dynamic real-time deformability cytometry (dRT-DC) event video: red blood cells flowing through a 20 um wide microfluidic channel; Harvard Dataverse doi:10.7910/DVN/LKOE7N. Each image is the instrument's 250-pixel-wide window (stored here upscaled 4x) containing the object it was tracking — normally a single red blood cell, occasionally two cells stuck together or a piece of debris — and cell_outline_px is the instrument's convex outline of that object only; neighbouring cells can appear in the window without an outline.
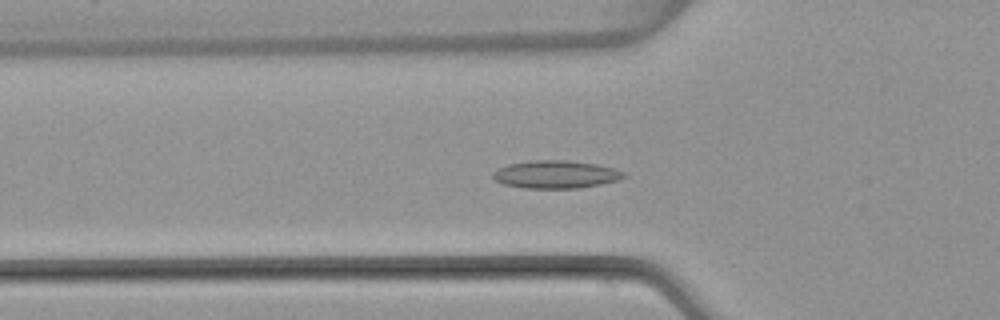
{"species": "common noctule bat (a hibernating species)", "species_latin": "Nyctalus noctula", "temperature_condition": "warm", "stored_images_in_passage": 52, "camera_frame_rate_fps": 3000, "um_per_image_px": 0.085, "animal": {"sex": "female", "body_mass_g": 22.7, "forearm_length_mm": 54.2}, "frame": {"image": 1, "passage_image": 18, "time_ms": 5.667, "image_size_px": [1000, 320], "cell_outline_px": [[628, 176], [620, 180], [580, 188], [524, 188], [504, 184], [496, 180], [492, 176], [492, 172], [508, 164], [528, 160], [568, 160], [596, 164], [612, 168], [624, 172]], "centroid_in_image_um": [47.26, 14.82], "position_along_channel_um": 78.5, "area_um2": 21.27}}
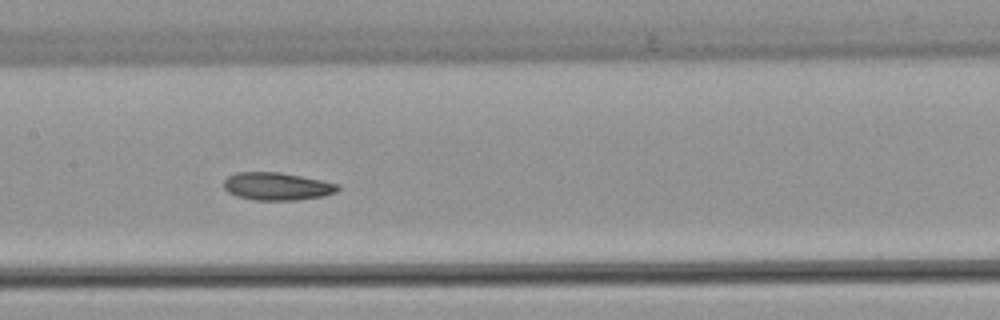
{"frame": {"image": 2, "passage_image": 26, "time_ms": 8.333, "image_size_px": [1000, 320], "cell_outline_px": [[340, 188], [336, 192], [324, 196], [296, 200], [252, 200], [236, 196], [228, 192], [224, 188], [224, 180], [228, 176], [236, 172], [280, 172], [340, 184]], "centroid_in_image_um": [23.53, 15.84], "position_along_channel_um": 183.9, "area_um2": 18.5}}
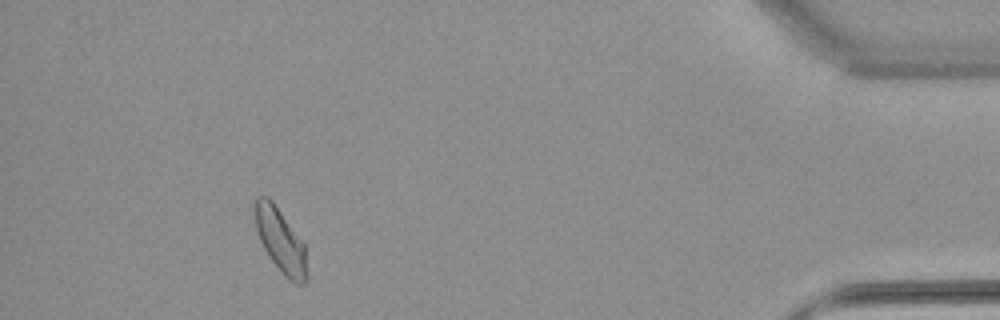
{"frame": {"image": 3, "passage_image": 48, "time_ms": 15.667, "image_size_px": [1000, 320], "cell_outline_px": [[308, 280], [300, 284], [296, 284], [288, 280], [284, 276], [272, 260], [264, 248], [260, 240], [256, 228], [252, 208], [252, 204], [256, 196], [268, 196], [272, 200], [304, 244], [308, 276]], "centroid_in_image_um": [23.81, 20.42], "position_along_channel_um": 411.4, "area_um2": 19.54}, "authors_computed_cell_mechanics": {"area_um2": 19.0451, "velocity_mm_per_s": 3.9254, "shape_relaxation_time_tau1_ms": 8.2173, "shape_relaxation_time_tau2_ms": 4.3346, "deformation_change_tau1": 0.1487, "deformation_change_tau2": 0.087}}